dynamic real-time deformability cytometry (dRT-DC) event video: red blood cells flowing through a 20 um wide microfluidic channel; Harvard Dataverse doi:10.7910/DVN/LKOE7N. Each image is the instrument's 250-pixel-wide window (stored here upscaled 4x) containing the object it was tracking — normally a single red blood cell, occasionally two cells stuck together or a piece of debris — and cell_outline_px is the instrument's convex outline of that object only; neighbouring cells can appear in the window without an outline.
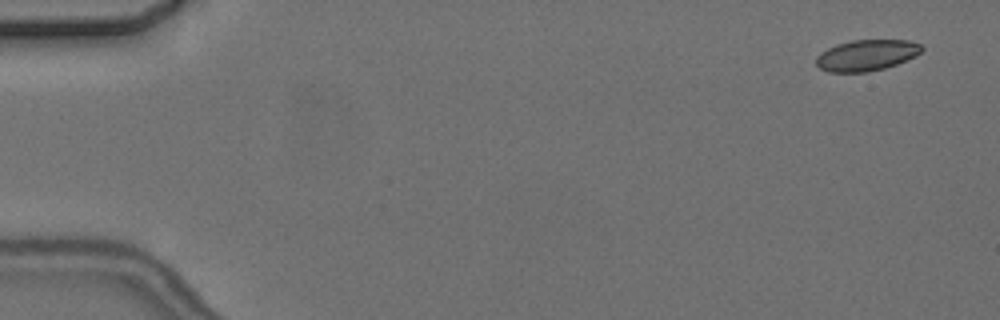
{"species": "common noctule bat (a hibernating species)", "species_latin": "Nyctalus noctula", "temperature_condition": "cold", "stored_images_in_passage": 4, "camera_frame_rate_fps": 3000, "um_per_image_px": 0.085, "animal": {"sex": "female", "body_mass_g": 24.6, "forearm_length_mm": 56.2}, "frame": {"image": 1, "passage_image": 1, "time_ms": 0.0, "image_size_px": [1000, 320], "cell_outline_px": [[924, 48], [916, 56], [896, 64], [884, 68], [868, 72], [828, 72], [820, 68], [816, 64], [816, 56], [820, 52], [836, 44], [852, 40], [908, 40], [920, 44]], "centroid_in_image_um": [73.64, 4.69], "position_along_channel_um": 11.4, "area_um2": 19.13}}